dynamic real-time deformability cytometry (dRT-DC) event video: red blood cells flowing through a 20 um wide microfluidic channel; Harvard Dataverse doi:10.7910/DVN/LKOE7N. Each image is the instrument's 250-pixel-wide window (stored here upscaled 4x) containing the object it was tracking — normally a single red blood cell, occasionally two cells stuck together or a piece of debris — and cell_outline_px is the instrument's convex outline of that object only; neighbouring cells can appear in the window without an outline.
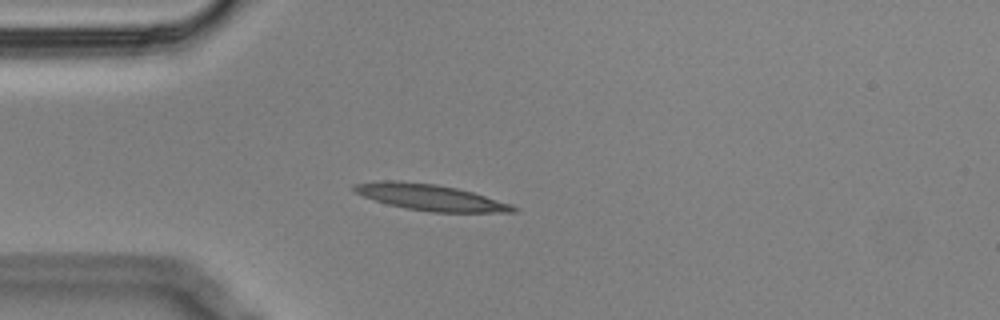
{"species": "Egyptian fruit bat (a non-hibernating species)", "species_latin": "Rousettus aegyptiacus", "temperature_condition": "cold", "stored_images_in_passage": 43, "camera_frame_rate_fps": 3000, "um_per_image_px": 0.085, "animal": {"sex": "male"}, "frame": {"image": 1, "passage_image": 1, "time_ms": 0.0, "image_size_px": [1000, 320], "cell_outline_px": [[520, 208], [516, 212], [432, 212], [404, 208], [388, 204], [352, 192], [352, 188], [356, 184], [384, 180], [388, 180], [436, 184], [456, 188], [472, 192], [512, 204]], "centroid_in_image_um": [36.6, 16.78], "position_along_channel_um": 48.4, "area_um2": 24.04}}
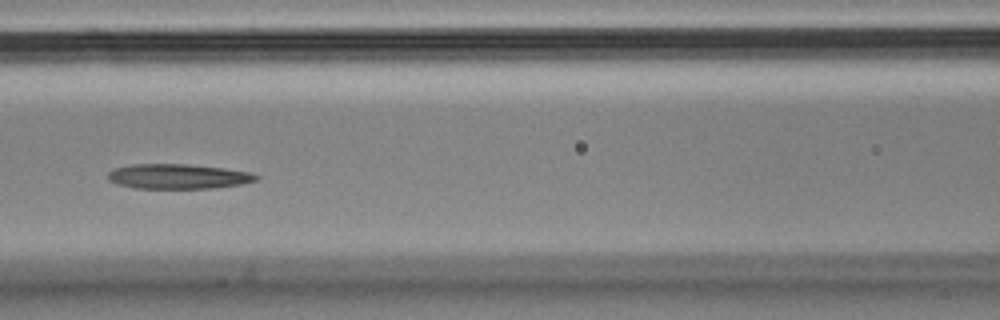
{"frame": {"image": 2, "passage_image": 11, "time_ms": 3.333, "image_size_px": [1000, 320], "cell_outline_px": [[260, 176], [256, 180], [240, 184], [216, 188], [136, 188], [116, 184], [108, 180], [108, 172], [116, 168], [132, 164], [184, 164], [224, 168], [248, 172]], "centroid_in_image_um": [15.11, 15.0], "position_along_channel_um": 151.5, "area_um2": 21.33}}
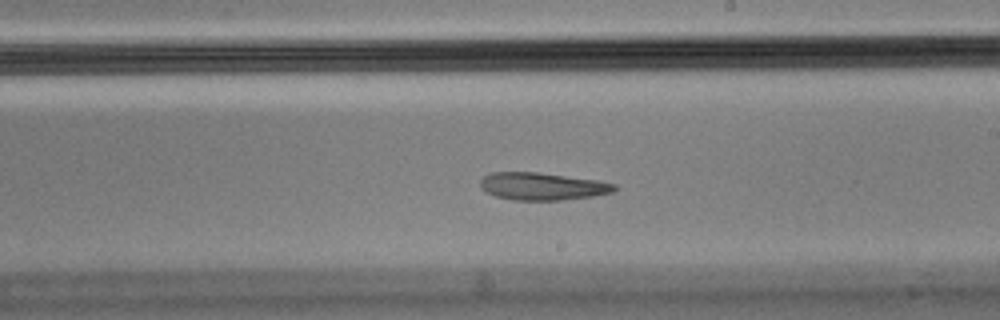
{"frame": {"image": 3, "passage_image": 19, "time_ms": 6.0, "image_size_px": [1000, 320], "cell_outline_px": [[616, 188], [612, 192], [592, 196], [560, 200], [512, 200], [496, 196], [480, 188], [480, 180], [484, 176], [492, 172], [536, 172], [596, 180], [616, 184]], "centroid_in_image_um": [46.06, 15.83], "position_along_channel_um": 242.9, "area_um2": 21.27}}